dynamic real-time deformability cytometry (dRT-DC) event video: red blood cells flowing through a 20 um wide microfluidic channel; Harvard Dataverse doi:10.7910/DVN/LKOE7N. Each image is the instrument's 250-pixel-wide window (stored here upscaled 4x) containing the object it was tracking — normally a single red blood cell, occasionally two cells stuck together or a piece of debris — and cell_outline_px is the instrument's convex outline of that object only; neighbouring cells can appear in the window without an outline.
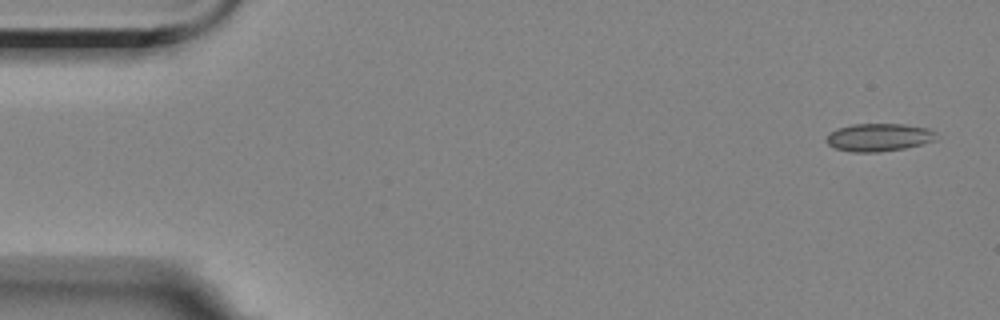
{"species": "Egyptian fruit bat (a non-hibernating species)", "species_latin": "Rousettus aegyptiacus", "temperature_condition": "room temperature", "stored_images_in_passage": 3, "camera_frame_rate_fps": 3000, "um_per_image_px": 0.085, "animal": {"sex": "female"}, "frame": {"image": 1, "passage_image": 1, "time_ms": 0.0, "image_size_px": [1000, 320], "cell_outline_px": [[936, 140], [904, 148], [880, 152], [852, 152], [836, 148], [828, 144], [824, 140], [836, 128], [852, 124], [904, 124], [928, 128], [936, 132]], "centroid_in_image_um": [74.7, 11.67], "position_along_channel_um": 10.3, "area_um2": 17.8}}